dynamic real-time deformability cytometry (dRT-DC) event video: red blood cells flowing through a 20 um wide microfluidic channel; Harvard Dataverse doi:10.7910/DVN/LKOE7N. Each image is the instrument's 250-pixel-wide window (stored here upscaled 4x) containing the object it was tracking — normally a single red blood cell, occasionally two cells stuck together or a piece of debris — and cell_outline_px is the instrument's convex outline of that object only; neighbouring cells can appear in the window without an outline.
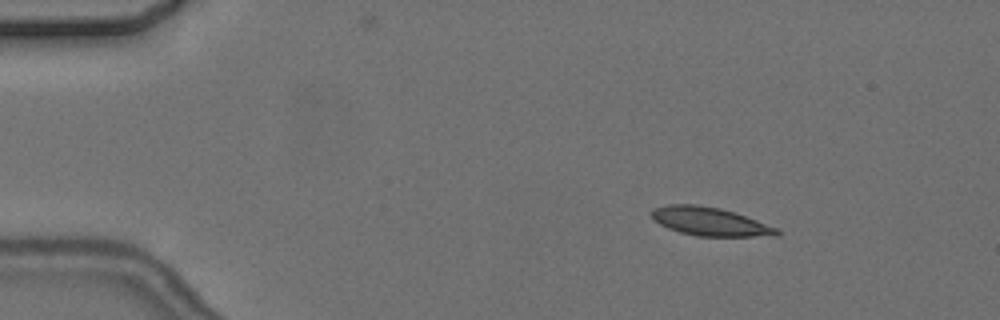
{"species": "common noctule bat (a hibernating species)", "species_latin": "Nyctalus noctula", "temperature_condition": "cold", "stored_images_in_passage": 9, "camera_frame_rate_fps": 3000, "um_per_image_px": 0.085, "animal": {"sex": "female", "body_mass_g": 24.6, "forearm_length_mm": 56.2}, "frame": {"image": 1, "passage_image": 2, "time_ms": 1.333, "image_size_px": [1000, 320], "cell_outline_px": [[780, 236], [696, 236], [680, 232], [668, 228], [660, 224], [652, 216], [652, 208], [668, 204], [696, 204], [720, 208], [780, 228]], "centroid_in_image_um": [60.37, 18.83], "position_along_channel_um": 24.6, "area_um2": 20.69}}
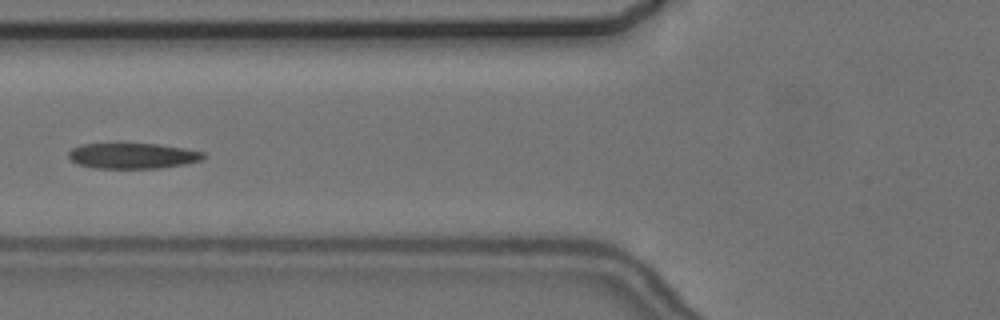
{"frame": {"image": 2, "passage_image": 6, "time_ms": 6.0, "image_size_px": [1000, 320], "cell_outline_px": [[204, 156], [200, 160], [184, 164], [160, 168], [92, 168], [76, 164], [68, 156], [68, 152], [72, 148], [80, 144], [156, 144], [184, 148], [204, 152]], "centroid_in_image_um": [11.23, 13.25], "position_along_channel_um": 114.6, "area_um2": 20.0}}
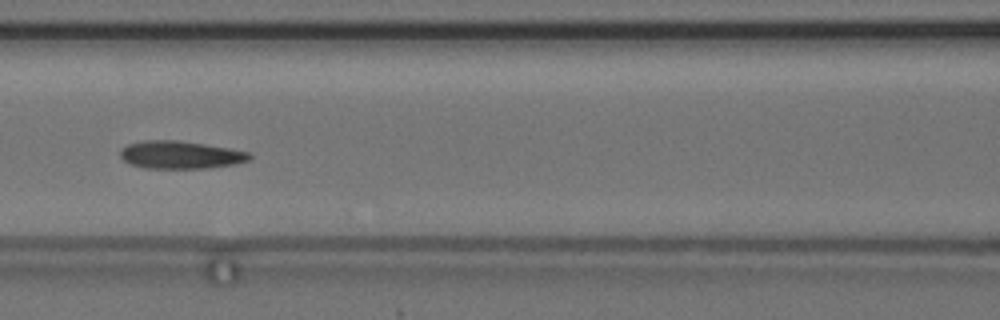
{"frame": {"image": 3, "passage_image": 7, "time_ms": 7.0, "image_size_px": [1000, 320], "cell_outline_px": [[252, 156], [248, 160], [236, 164], [208, 168], [144, 168], [128, 164], [120, 156], [120, 152], [128, 144], [144, 140], [176, 140], [204, 144], [252, 152]], "centroid_in_image_um": [15.35, 13.17], "position_along_channel_um": 151.3, "area_um2": 20.92}}